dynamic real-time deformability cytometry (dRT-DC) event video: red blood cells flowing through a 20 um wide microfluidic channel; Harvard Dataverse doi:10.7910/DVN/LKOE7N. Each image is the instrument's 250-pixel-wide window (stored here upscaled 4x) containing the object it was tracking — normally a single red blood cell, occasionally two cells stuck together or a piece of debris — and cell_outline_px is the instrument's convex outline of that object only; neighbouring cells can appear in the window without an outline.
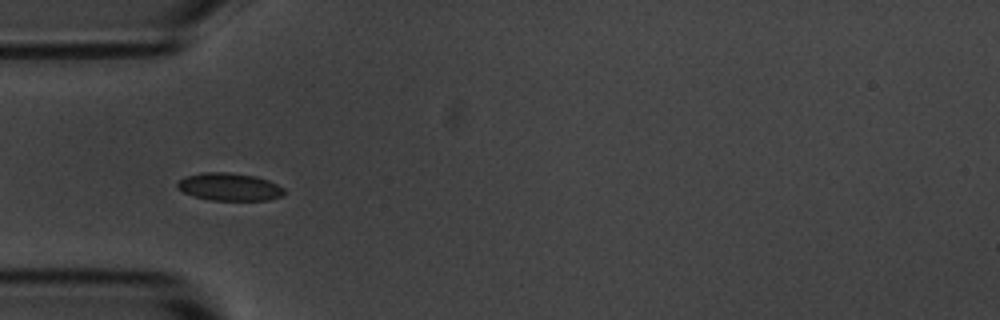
{"species": "common noctule bat (a hibernating species)", "species_latin": "Nyctalus noctula", "temperature_condition": "room temperature", "stored_images_in_passage": 16, "camera_frame_rate_fps": 3000, "um_per_image_px": 0.085, "animal": {"sex": "male", "body_mass_g": 20.1, "forearm_length_mm": 53.5}, "frame": {"image": 1, "passage_image": 1, "time_ms": 0.0, "image_size_px": [1000, 320], "cell_outline_px": [[284, 192], [280, 196], [268, 200], [208, 200], [184, 192], [176, 188], [176, 184], [184, 176], [200, 172], [228, 172], [256, 176], [268, 180], [284, 188]], "centroid_in_image_um": [19.46, 15.87], "position_along_channel_um": 65.5, "area_um2": 17.22}}